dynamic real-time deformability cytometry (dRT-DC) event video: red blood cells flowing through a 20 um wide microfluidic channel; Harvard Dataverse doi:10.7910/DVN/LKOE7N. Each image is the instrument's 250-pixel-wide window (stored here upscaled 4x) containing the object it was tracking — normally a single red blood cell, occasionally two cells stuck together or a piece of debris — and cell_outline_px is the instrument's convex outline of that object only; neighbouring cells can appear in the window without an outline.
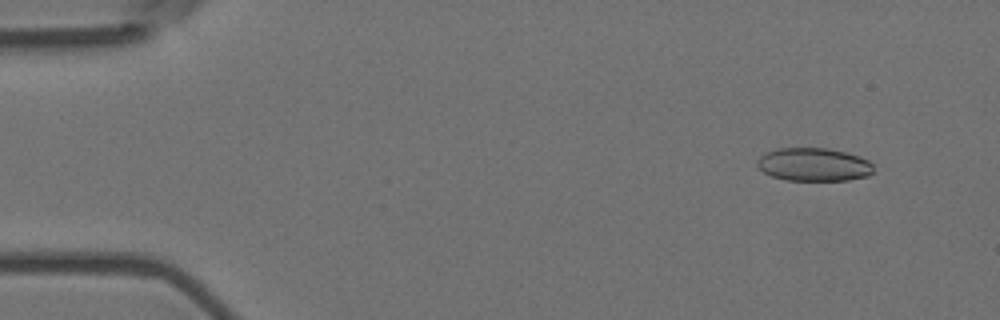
{"species": "Egyptian fruit bat (a non-hibernating species)", "species_latin": "Rousettus aegyptiacus", "temperature_condition": "room temperature", "stored_images_in_passage": 5, "camera_frame_rate_fps": 3000, "um_per_image_px": 0.085, "animal": {"sex": "female"}, "frame": {"image": 1, "passage_image": 2, "time_ms": 0.333, "image_size_px": [1000, 320], "cell_outline_px": [[872, 172], [868, 176], [848, 180], [784, 180], [772, 176], [764, 172], [756, 164], [756, 160], [764, 152], [776, 148], [828, 148], [848, 152], [860, 156], [868, 160], [872, 164]], "centroid_in_image_um": [69.15, 13.97], "position_along_channel_um": 15.8, "area_um2": 22.72}}
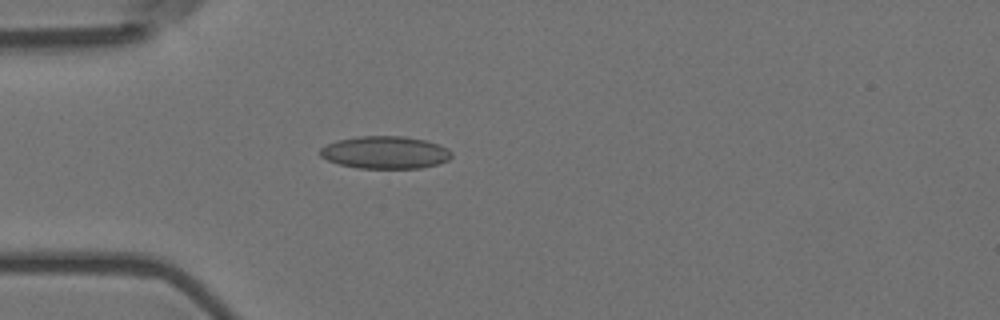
{"frame": {"image": 2, "passage_image": 5, "time_ms": 1.333, "image_size_px": [1000, 320], "cell_outline_px": [[452, 156], [448, 160], [436, 164], [420, 168], [360, 168], [340, 164], [328, 160], [320, 156], [320, 148], [336, 140], [360, 136], [404, 136], [424, 140], [440, 144], [448, 148], [452, 152]], "centroid_in_image_um": [32.76, 12.95], "position_along_channel_um": 52.2, "area_um2": 24.85}}